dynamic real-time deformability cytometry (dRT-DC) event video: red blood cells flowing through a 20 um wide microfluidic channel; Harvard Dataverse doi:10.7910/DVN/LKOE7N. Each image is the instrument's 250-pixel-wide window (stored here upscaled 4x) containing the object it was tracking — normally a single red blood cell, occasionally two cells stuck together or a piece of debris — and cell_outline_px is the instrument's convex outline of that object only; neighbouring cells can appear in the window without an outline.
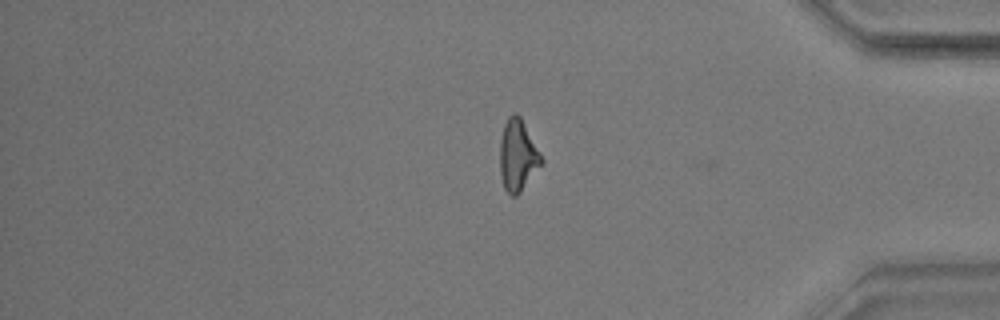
{"species": "common noctule bat (a hibernating species)", "species_latin": "Nyctalus noctula", "temperature_condition": "warm", "stored_images_in_passage": 40, "camera_frame_rate_fps": 3000, "um_per_image_px": 0.085, "animal": {"sex": "male", "body_mass_g": 17.9}, "frame": {"image": 1, "passage_image": 39, "time_ms": 12.667, "image_size_px": [1000, 320], "cell_outline_px": [[544, 160], [520, 192], [516, 196], [512, 196], [504, 188], [500, 176], [500, 140], [504, 124], [508, 116], [512, 112], [516, 112], [520, 116], [540, 152]], "centroid_in_image_um": [43.99, 13.18], "position_along_channel_um": 391.2, "area_um2": 17.17}, "authors_computed_cell_mechanics": {"area_um2": 17.0799, "velocity_mm_per_s": 3.6105, "shape_relaxation_time_tau1_ms": 6.8341, "shape_relaxation_time_tau2_ms": 2.8148, "deformation_change_tau1": 0.1991, "deformation_change_tau2": 0.1086}}